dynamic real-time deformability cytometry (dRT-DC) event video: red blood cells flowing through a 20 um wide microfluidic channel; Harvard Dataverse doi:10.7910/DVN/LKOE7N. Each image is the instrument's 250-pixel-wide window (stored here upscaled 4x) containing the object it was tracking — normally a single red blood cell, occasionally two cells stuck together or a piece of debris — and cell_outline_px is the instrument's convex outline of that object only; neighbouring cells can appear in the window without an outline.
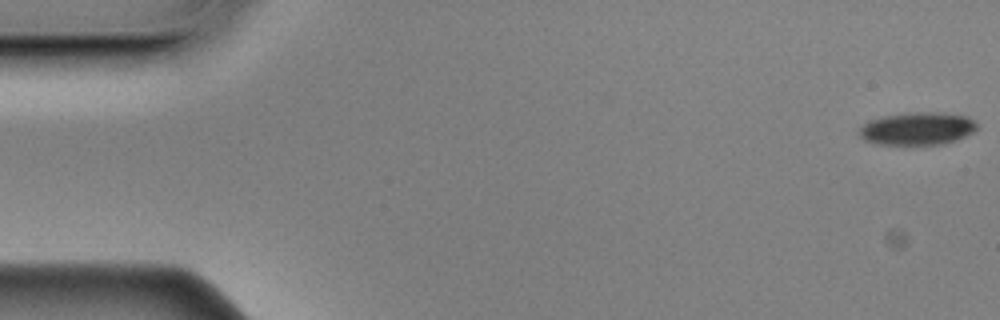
{"species": "Egyptian fruit bat (a non-hibernating species)", "species_latin": "Rousettus aegyptiacus", "temperature_condition": "cold", "stored_images_in_passage": 57, "camera_frame_rate_fps": 3000, "um_per_image_px": 0.085, "animal": {"sex": "male"}, "frame": {"image": 1, "passage_image": 1, "time_ms": 0.0, "image_size_px": [1000, 320], "cell_outline_px": [[976, 128], [972, 132], [956, 140], [940, 144], [880, 144], [864, 140], [860, 136], [860, 128], [864, 124], [872, 120], [884, 116], [912, 112], [932, 112], [968, 116], [976, 124]], "centroid_in_image_um": [77.97, 10.93], "position_along_channel_um": 7.0, "area_um2": 21.96}}
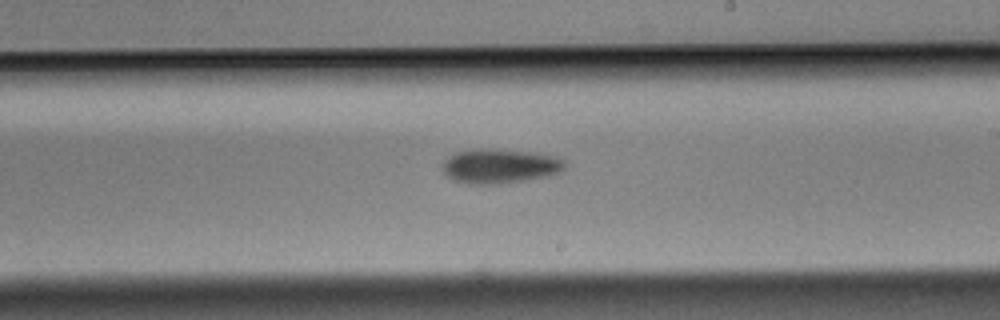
{"frame": {"image": 2, "passage_image": 33, "time_ms": 10.667, "image_size_px": [1000, 320], "cell_outline_px": [[568, 164], [560, 172], [548, 176], [528, 180], [496, 184], [468, 184], [452, 180], [444, 172], [444, 160], [448, 156], [456, 152], [480, 148], [496, 148], [540, 152], [556, 156], [568, 160]], "centroid_in_image_um": [42.57, 14.1], "position_along_channel_um": 246.4, "area_um2": 25.26}}
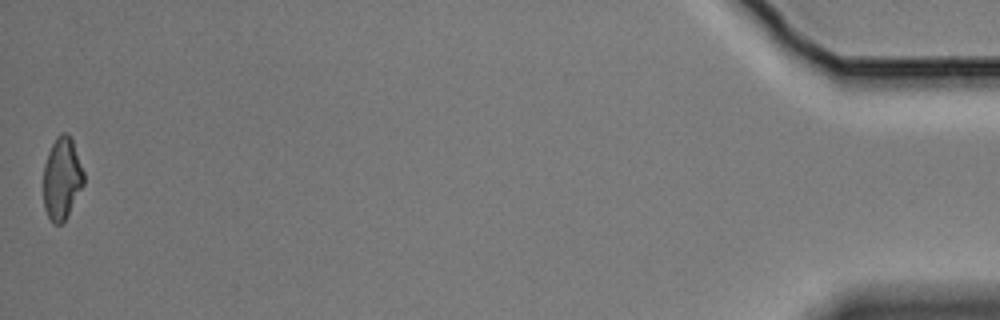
{"frame": {"image": 3, "passage_image": 57, "time_ms": 18.667, "image_size_px": [1000, 320], "cell_outline_px": [[84, 184], [64, 220], [60, 224], [52, 224], [44, 208], [44, 164], [48, 152], [56, 136], [60, 132], [68, 132], [72, 140], [84, 172]], "centroid_in_image_um": [5.25, 15.14], "position_along_channel_um": 429.9, "area_um2": 19.19}, "authors_computed_cell_mechanics": {"area_um2": 23.12, "velocity_mm_per_s": 3.5038, "shape_relaxation_time_tau1_ms": 3.4091, "shape_relaxation_time_tau2_ms": null, "deformation_change_tau1": 0.1009, "deformation_change_tau2": null}}